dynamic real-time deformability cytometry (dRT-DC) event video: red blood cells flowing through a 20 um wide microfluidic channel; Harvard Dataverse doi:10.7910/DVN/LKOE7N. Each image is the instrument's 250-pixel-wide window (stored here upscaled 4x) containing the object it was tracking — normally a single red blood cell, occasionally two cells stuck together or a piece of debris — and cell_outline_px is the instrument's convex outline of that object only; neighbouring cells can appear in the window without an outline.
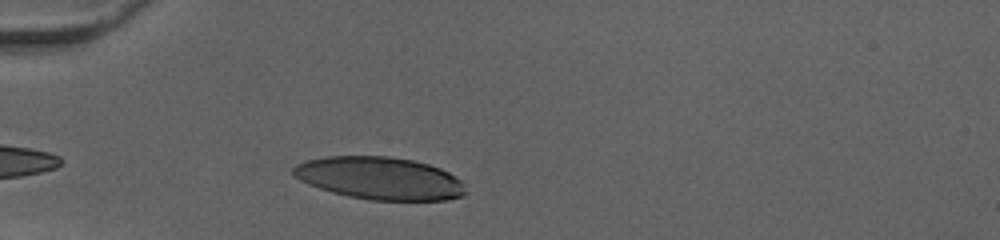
{"species": "human", "species_latin": "Homo sapiens", "temperature_condition": "cold", "stored_images_in_passage": 29, "camera_frame_rate_fps": 3000, "um_per_image_px": 0.085, "donor": {"sex": "female"}, "frame": {"image": 1, "passage_image": 3, "time_ms": 0.667, "image_size_px": [1000, 240], "cell_outline_px": [[468, 192], [464, 196], [444, 200], [368, 200], [348, 196], [332, 192], [308, 184], [292, 176], [292, 168], [296, 164], [308, 160], [328, 156], [388, 156], [412, 160], [428, 164], [440, 168], [448, 172], [460, 180], [464, 184]], "centroid_in_image_um": [32.28, 15.15], "position_along_channel_um": 52.7, "area_um2": 42.89}}
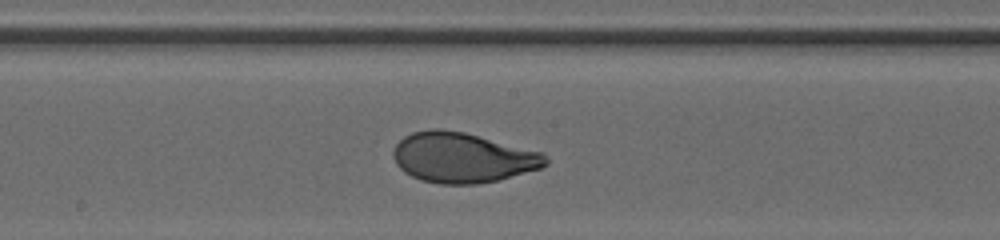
{"frame": {"image": 2, "passage_image": 16, "time_ms": 5.0, "image_size_px": [1000, 240], "cell_outline_px": [[548, 164], [540, 168], [496, 180], [476, 184], [440, 184], [420, 180], [404, 172], [396, 164], [392, 156], [392, 152], [396, 144], [404, 136], [412, 132], [432, 128], [440, 128], [464, 132], [544, 152], [548, 156]], "centroid_in_image_um": [39.3, 13.38], "position_along_channel_um": 208.9, "area_um2": 44.68}}
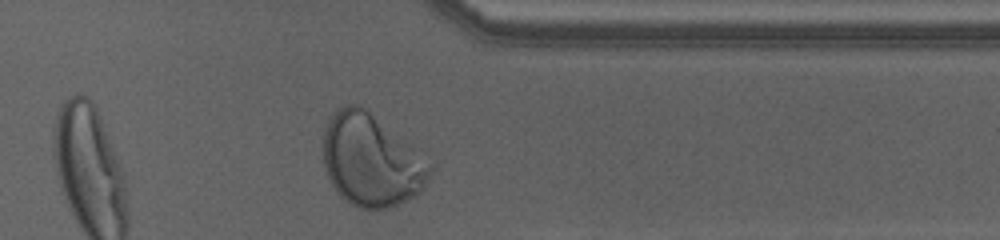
{"frame": {"image": 3, "passage_image": 29, "time_ms": 9.333, "image_size_px": [1000, 240], "cell_outline_px": [[436, 164], [432, 172], [420, 192], [416, 196], [408, 200], [388, 208], [360, 208], [344, 200], [340, 196], [332, 184], [324, 168], [324, 128], [328, 116], [336, 108], [348, 104], [356, 104], [368, 108]], "centroid_in_image_um": [31.59, 13.58], "position_along_channel_um": 379.8, "area_um2": 58.49}, "authors_computed_cell_mechanics": {"area_um2": 44.0436, "velocity_mm_per_s": 4.0007, "shape_relaxation_time_tau1_ms": 3.8673, "shape_relaxation_time_tau2_ms": null, "deformation_change_tau1": 0.2085, "deformation_change_tau2": null}}